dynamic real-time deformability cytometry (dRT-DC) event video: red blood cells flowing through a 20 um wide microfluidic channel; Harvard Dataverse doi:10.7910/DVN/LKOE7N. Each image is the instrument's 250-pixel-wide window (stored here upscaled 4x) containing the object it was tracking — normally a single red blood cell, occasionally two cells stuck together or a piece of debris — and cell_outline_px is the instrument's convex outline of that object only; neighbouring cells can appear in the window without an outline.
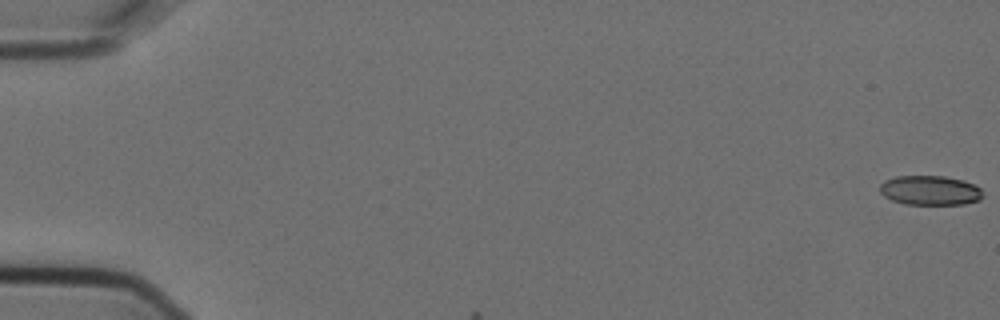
{"species": "Egyptian fruit bat (a non-hibernating species)", "species_latin": "Rousettus aegyptiacus", "temperature_condition": "cold", "stored_images_in_passage": 3, "camera_frame_rate_fps": 3000, "um_per_image_px": 0.085, "animal": {"sex": "female"}, "frame": {"image": 1, "passage_image": 1, "time_ms": 0.0, "image_size_px": [1000, 320], "cell_outline_px": [[984, 196], [980, 200], [964, 204], [904, 204], [892, 200], [884, 196], [880, 192], [880, 184], [884, 180], [896, 176], [944, 176], [964, 180], [980, 188]], "centroid_in_image_um": [79.05, 16.18], "position_along_channel_um": 5.9, "area_um2": 17.8}}